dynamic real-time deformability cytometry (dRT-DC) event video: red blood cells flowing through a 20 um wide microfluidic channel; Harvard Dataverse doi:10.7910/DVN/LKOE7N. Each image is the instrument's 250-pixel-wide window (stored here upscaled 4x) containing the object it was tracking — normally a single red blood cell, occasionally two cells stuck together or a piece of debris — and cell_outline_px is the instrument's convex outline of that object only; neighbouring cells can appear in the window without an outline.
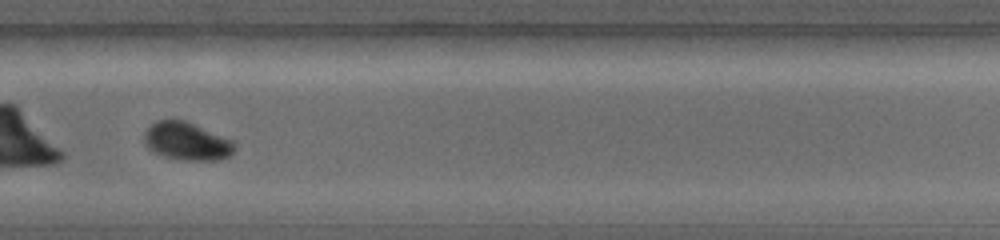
{"species": "common noctule bat (a hibernating species)", "species_latin": "Nyctalus noctula", "temperature_condition": "warm", "stored_images_in_passage": 21, "camera_frame_rate_fps": 5000, "um_per_image_px": 0.085, "animal": {"sex": "female", "body_mass_g": 19.0, "forearm_length_mm": 56.7}, "frame": {"image": 1, "passage_image": 15, "time_ms": 5.0, "image_size_px": [1000, 240], "cell_outline_px": [[236, 148], [232, 156], [224, 160], [180, 160], [164, 156], [152, 152], [144, 144], [144, 132], [156, 120], [184, 120], [232, 140]], "centroid_in_image_um": [15.89, 12.03], "position_along_channel_um": 313.9, "area_um2": 20.11}}